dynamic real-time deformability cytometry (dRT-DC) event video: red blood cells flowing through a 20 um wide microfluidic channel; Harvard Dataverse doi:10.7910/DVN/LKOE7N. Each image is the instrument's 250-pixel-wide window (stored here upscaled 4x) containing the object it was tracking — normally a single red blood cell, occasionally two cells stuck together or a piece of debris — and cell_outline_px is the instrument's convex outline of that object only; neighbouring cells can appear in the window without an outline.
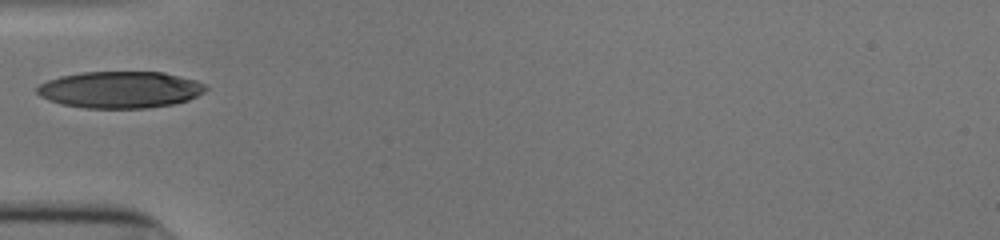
{"species": "human", "species_latin": "Homo sapiens", "temperature_condition": "cold", "stored_images_in_passage": 26, "camera_frame_rate_fps": 3000, "um_per_image_px": 0.085, "donor": {"sex": "male"}, "frame": {"image": 1, "passage_image": 1, "time_ms": 0.0, "image_size_px": [1000, 240], "cell_outline_px": [[208, 88], [204, 92], [188, 100], [172, 104], [144, 108], [88, 108], [60, 104], [48, 100], [40, 96], [36, 92], [36, 88], [40, 84], [48, 80], [60, 76], [84, 72], [164, 72], [196, 80], [208, 84]], "centroid_in_image_um": [10.22, 7.62], "position_along_channel_um": 74.8, "area_um2": 36.18}}
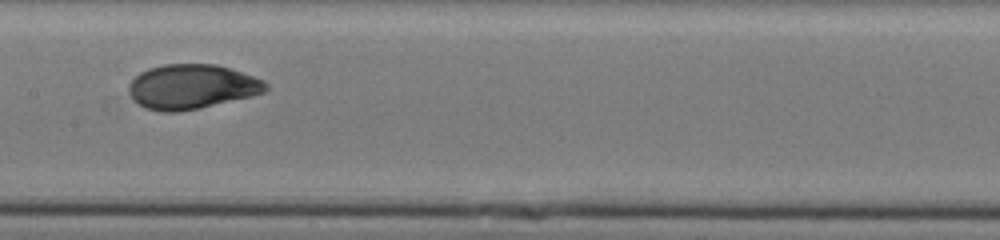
{"frame": {"image": 2, "passage_image": 10, "time_ms": 3.0, "image_size_px": [1000, 240], "cell_outline_px": [[268, 88], [264, 92], [252, 96], [200, 108], [176, 112], [164, 112], [144, 108], [132, 100], [128, 92], [128, 84], [140, 72], [148, 68], [164, 64], [216, 64], [264, 80], [268, 84]], "centroid_in_image_um": [16.26, 7.38], "position_along_channel_um": 191.1, "area_um2": 35.72}}
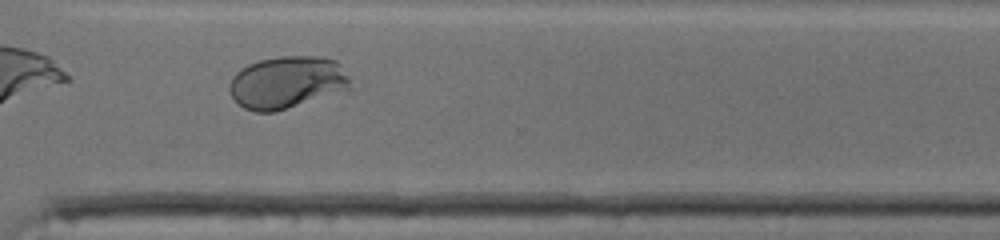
{"frame": {"image": 3, "passage_image": 22, "time_ms": 7.0, "image_size_px": [1000, 240], "cell_outline_px": [[352, 88], [272, 112], [256, 112], [244, 108], [232, 96], [228, 88], [232, 76], [236, 72], [248, 64], [260, 60], [280, 56], [320, 56], [336, 60], [348, 76]], "centroid_in_image_um": [24.38, 6.98], "position_along_channel_um": 346.2, "area_um2": 36.47}}